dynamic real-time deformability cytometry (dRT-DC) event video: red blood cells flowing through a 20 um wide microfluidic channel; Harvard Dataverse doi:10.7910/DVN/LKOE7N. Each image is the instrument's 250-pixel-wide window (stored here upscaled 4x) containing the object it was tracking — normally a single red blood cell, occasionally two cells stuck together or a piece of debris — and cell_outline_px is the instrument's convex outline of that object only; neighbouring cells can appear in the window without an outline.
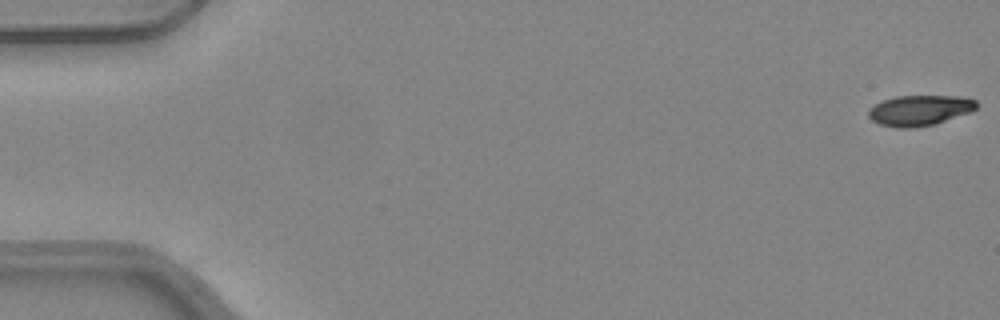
{"species": "common noctule bat (a hibernating species)", "species_latin": "Nyctalus noctula", "temperature_condition": "warm", "stored_images_in_passage": 52, "camera_frame_rate_fps": 3000, "um_per_image_px": 0.085, "animal": {"sex": "female", "body_mass_g": 24.6, "forearm_length_mm": 56.2}, "frame": {"image": 1, "passage_image": 1, "time_ms": 0.0, "image_size_px": [1000, 320], "cell_outline_px": [[976, 108], [972, 112], [936, 124], [916, 128], [896, 128], [880, 124], [872, 120], [868, 116], [868, 108], [872, 104], [880, 100], [896, 96], [964, 96], [976, 100]], "centroid_in_image_um": [78.15, 9.38], "position_along_channel_um": 6.9, "area_um2": 19.65}}
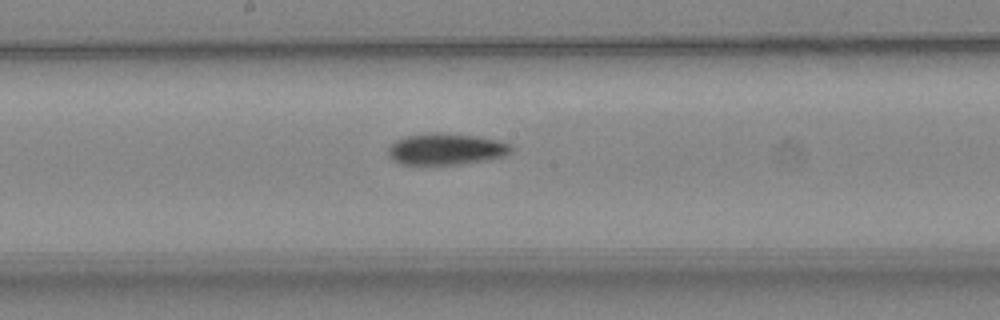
{"frame": {"image": 2, "passage_image": 28, "time_ms": 9.0, "image_size_px": [1000, 320], "cell_outline_px": [[512, 152], [504, 156], [488, 160], [460, 164], [400, 164], [392, 160], [388, 156], [388, 148], [396, 140], [404, 136], [432, 132], [436, 132], [480, 136], [500, 140], [508, 144], [512, 148]], "centroid_in_image_um": [37.92, 12.66], "position_along_channel_um": 210.3, "area_um2": 22.77}}
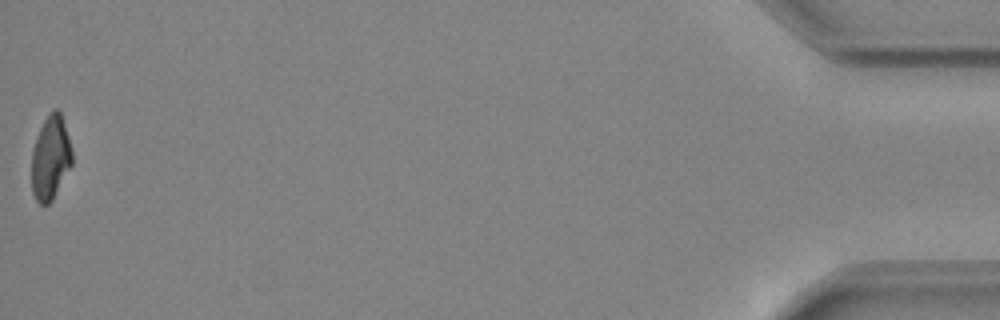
{"frame": {"image": 3, "passage_image": 52, "time_ms": 17.0, "image_size_px": [1000, 320], "cell_outline_px": [[72, 164], [52, 200], [48, 204], [40, 204], [36, 200], [32, 192], [32, 148], [36, 136], [48, 112], [56, 108], [60, 112], [72, 148]], "centroid_in_image_um": [4.28, 13.4], "position_along_channel_um": 430.9, "area_um2": 19.77}, "authors_computed_cell_mechanics": {"area_um2": 21.2704, "velocity_mm_per_s": 4.0189, "shape_relaxation_time_tau1_ms": 5.1535, "shape_relaxation_time_tau2_ms": null, "deformation_change_tau1": 0.1879, "deformation_change_tau2": null}}